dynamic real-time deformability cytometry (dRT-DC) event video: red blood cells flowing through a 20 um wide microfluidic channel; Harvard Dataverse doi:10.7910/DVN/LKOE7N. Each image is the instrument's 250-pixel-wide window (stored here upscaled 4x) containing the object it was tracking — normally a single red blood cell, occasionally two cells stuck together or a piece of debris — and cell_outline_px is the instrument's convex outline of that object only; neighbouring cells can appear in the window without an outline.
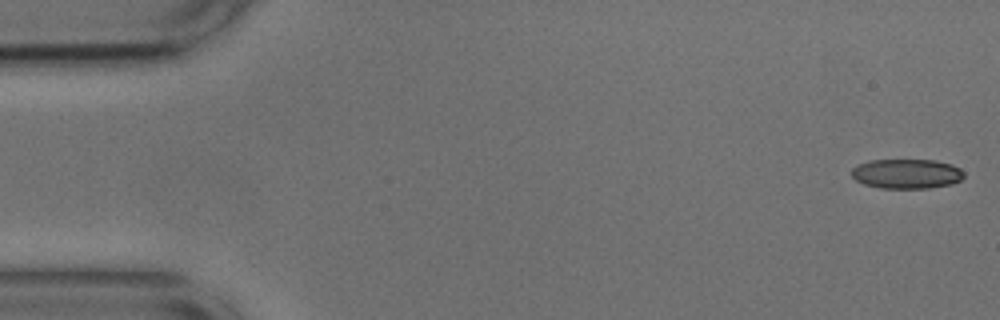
{"species": "common noctule bat (a hibernating species)", "species_latin": "Nyctalus noctula", "temperature_condition": "cold", "stored_images_in_passage": 53, "camera_frame_rate_fps": 3000, "um_per_image_px": 0.085, "animal": {"sex": "male", "body_mass_g": 17.9, "forearm_length_mm": 54.2}, "frame": {"image": 1, "passage_image": 1, "time_ms": 0.0, "image_size_px": [1000, 320], "cell_outline_px": [[964, 176], [960, 180], [952, 184], [928, 188], [880, 188], [864, 184], [856, 180], [852, 176], [852, 168], [868, 160], [936, 160], [952, 164], [960, 168], [964, 172]], "centroid_in_image_um": [77.09, 14.77], "position_along_channel_um": 7.9, "area_um2": 19.48}}
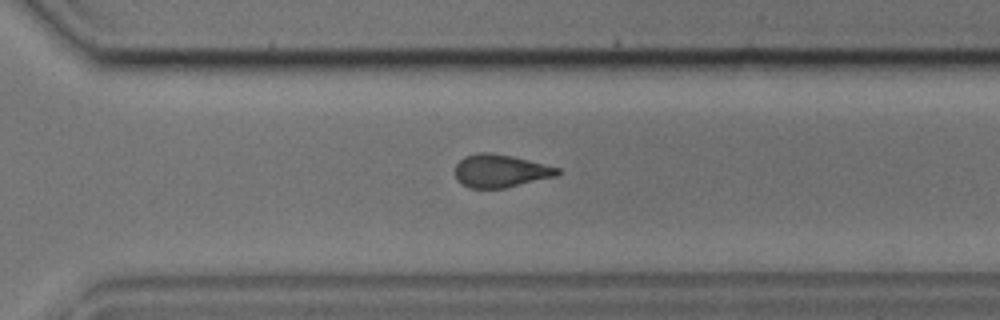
{"frame": {"image": 2, "passage_image": 37, "time_ms": 12.0, "image_size_px": [1000, 320], "cell_outline_px": [[560, 172], [556, 176], [504, 188], [472, 188], [456, 180], [456, 164], [464, 156], [480, 152], [492, 152], [512, 156], [560, 168]], "centroid_in_image_um": [42.53, 14.52], "position_along_channel_um": 328.1, "area_um2": 19.48}}
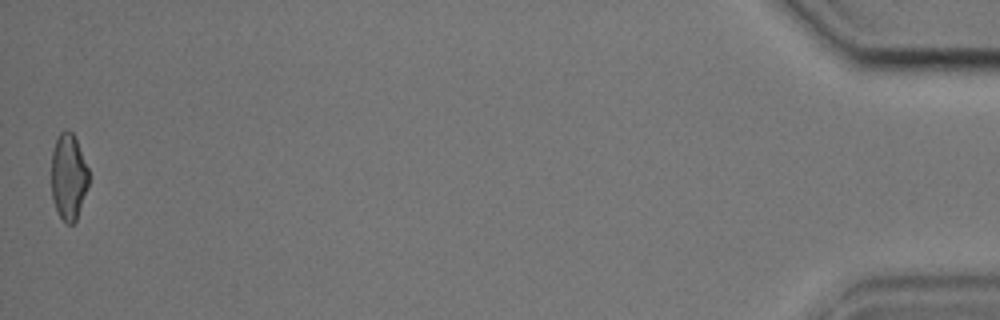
{"frame": {"image": 3, "passage_image": 53, "time_ms": 17.333, "image_size_px": [1000, 320], "cell_outline_px": [[88, 184], [76, 220], [72, 224], [68, 224], [60, 216], [52, 200], [52, 152], [56, 140], [60, 132], [64, 128], [68, 128], [72, 132], [76, 140], [88, 168]], "centroid_in_image_um": [5.81, 14.99], "position_along_channel_um": 429.4, "area_um2": 18.5}, "authors_computed_cell_mechanics": {"area_um2": 20.519, "velocity_mm_per_s": 3.6945, "shape_relaxation_time_tau1_ms": 6.6266, "shape_relaxation_time_tau2_ms": 2.2175, "deformation_change_tau1": 0.1448, "deformation_change_tau2": 0.0869}}